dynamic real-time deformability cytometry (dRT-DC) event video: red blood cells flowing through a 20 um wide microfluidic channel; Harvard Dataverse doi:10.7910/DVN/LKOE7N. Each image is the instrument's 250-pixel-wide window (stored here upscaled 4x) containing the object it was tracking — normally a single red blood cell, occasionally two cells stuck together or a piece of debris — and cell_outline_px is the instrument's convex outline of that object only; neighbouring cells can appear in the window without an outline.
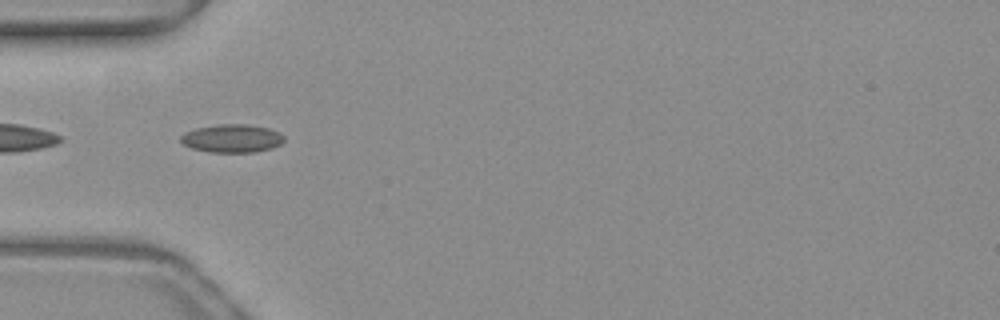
{"species": "common noctule bat (a hibernating species)", "species_latin": "Nyctalus noctula", "temperature_condition": "warm", "stored_images_in_passage": 52, "segment_of_instrument_passage": [2, 2], "camera_frame_rate_fps": 3000, "um_per_image_px": 0.085, "animal": {"sex": "female", "body_mass_g": 19.3, "forearm_length_mm": 54.1}, "frame": {"image": 1, "passage_image": 17, "time_ms": 5.333, "image_size_px": [1000, 320], "cell_outline_px": [[284, 140], [280, 144], [272, 148], [256, 152], [212, 152], [192, 148], [184, 144], [180, 140], [180, 136], [184, 132], [196, 128], [220, 124], [248, 124], [268, 128], [280, 132], [284, 136]], "centroid_in_image_um": [19.73, 11.76], "position_along_channel_um": 65.3, "area_um2": 16.99}}
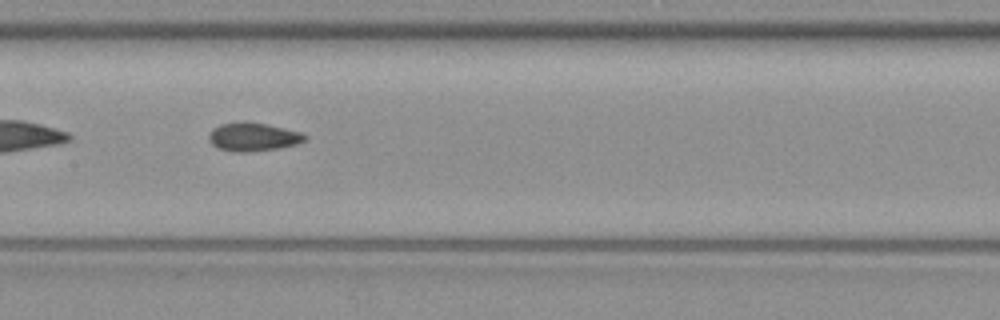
{"frame": {"image": 2, "passage_image": 26, "time_ms": 8.333, "image_size_px": [1000, 320], "cell_outline_px": [[308, 136], [304, 140], [296, 144], [280, 148], [248, 152], [232, 152], [216, 148], [208, 140], [208, 136], [212, 128], [220, 124], [244, 120], [248, 120], [300, 132]], "centroid_in_image_um": [21.45, 11.63], "position_along_channel_um": 186.0, "area_um2": 16.18}}
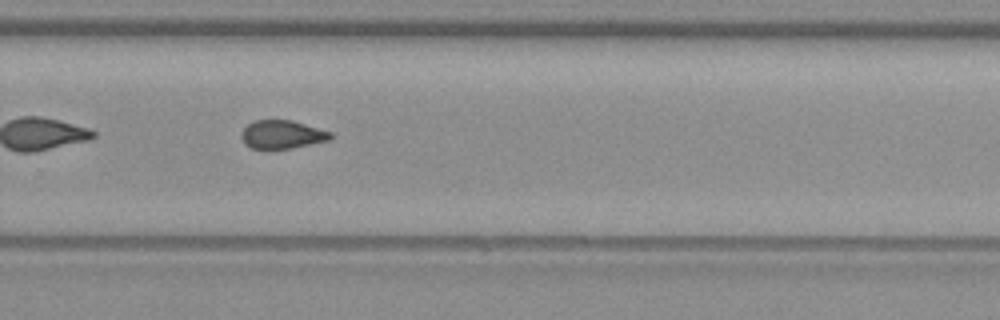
{"frame": {"image": 3, "passage_image": 35, "time_ms": 11.333, "image_size_px": [1000, 320], "cell_outline_px": [[332, 136], [328, 140], [292, 148], [252, 148], [244, 144], [240, 136], [244, 128], [248, 124], [256, 120], [292, 120], [332, 132]], "centroid_in_image_um": [23.96, 11.42], "position_along_channel_um": 305.8, "area_um2": 14.57}}